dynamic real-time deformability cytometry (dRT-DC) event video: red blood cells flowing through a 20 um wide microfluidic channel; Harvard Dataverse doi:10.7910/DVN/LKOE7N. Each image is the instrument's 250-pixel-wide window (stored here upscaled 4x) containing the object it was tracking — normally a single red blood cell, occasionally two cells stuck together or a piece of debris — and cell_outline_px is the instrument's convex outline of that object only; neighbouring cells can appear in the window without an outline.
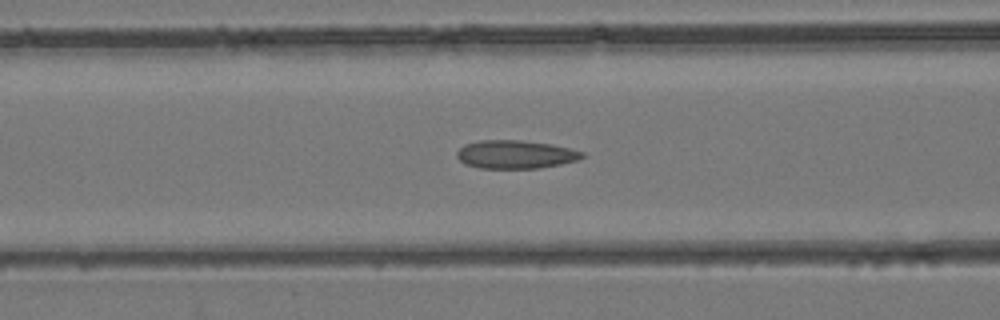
{"species": "common noctule bat (a hibernating species)", "species_latin": "Nyctalus noctula", "temperature_condition": "room temperature", "stored_images_in_passage": 42, "camera_frame_rate_fps": 3000, "um_per_image_px": 0.085, "animal": {"sex": "female", "body_mass_g": 24.6, "forearm_length_mm": 56.2}, "frame": {"image": 1, "passage_image": 17, "time_ms": 5.333, "image_size_px": [1000, 320], "cell_outline_px": [[584, 156], [576, 160], [560, 164], [540, 168], [480, 168], [464, 164], [456, 156], [456, 152], [464, 144], [480, 140], [520, 140], [552, 144], [584, 152]], "centroid_in_image_um": [43.78, 13.12], "position_along_channel_um": 122.8, "area_um2": 20.63}}
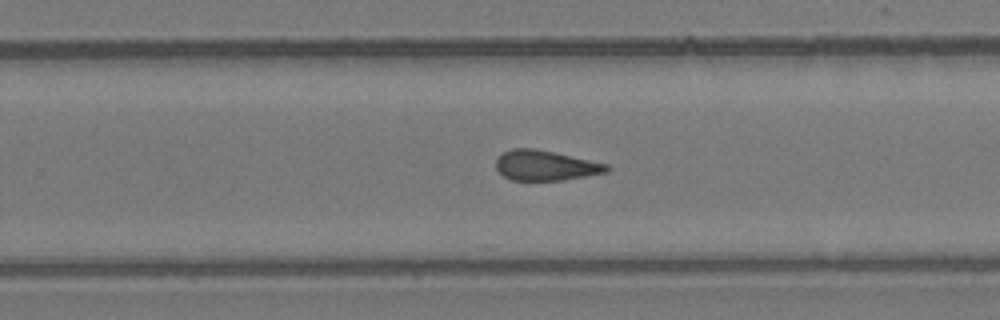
{"frame": {"image": 2, "passage_image": 27, "time_ms": 8.667, "image_size_px": [1000, 320], "cell_outline_px": [[612, 168], [608, 172], [564, 180], [512, 180], [504, 176], [496, 168], [496, 160], [504, 152], [512, 148], [532, 148], [552, 152], [608, 164]], "centroid_in_image_um": [46.39, 14.07], "position_along_channel_um": 283.4, "area_um2": 19.25}}
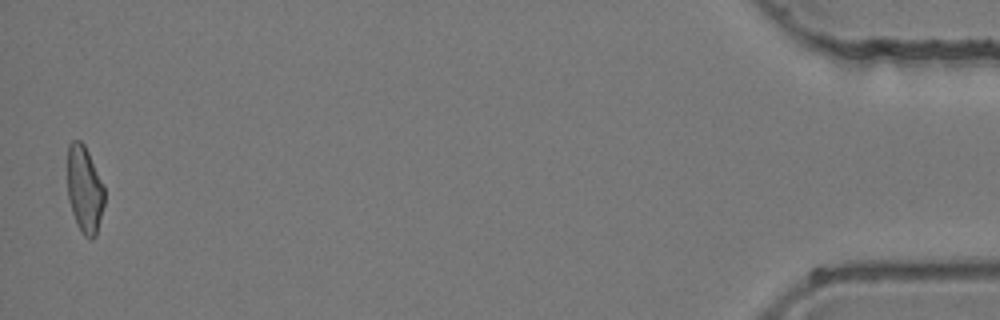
{"frame": {"image": 3, "passage_image": 42, "time_ms": 13.667, "image_size_px": [1000, 320], "cell_outline_px": [[104, 204], [96, 236], [92, 240], [88, 240], [84, 236], [76, 224], [68, 200], [68, 144], [72, 140], [80, 140], [84, 144], [88, 152], [104, 188]], "centroid_in_image_um": [7.18, 16.15], "position_along_channel_um": 428.0, "area_um2": 18.73}}